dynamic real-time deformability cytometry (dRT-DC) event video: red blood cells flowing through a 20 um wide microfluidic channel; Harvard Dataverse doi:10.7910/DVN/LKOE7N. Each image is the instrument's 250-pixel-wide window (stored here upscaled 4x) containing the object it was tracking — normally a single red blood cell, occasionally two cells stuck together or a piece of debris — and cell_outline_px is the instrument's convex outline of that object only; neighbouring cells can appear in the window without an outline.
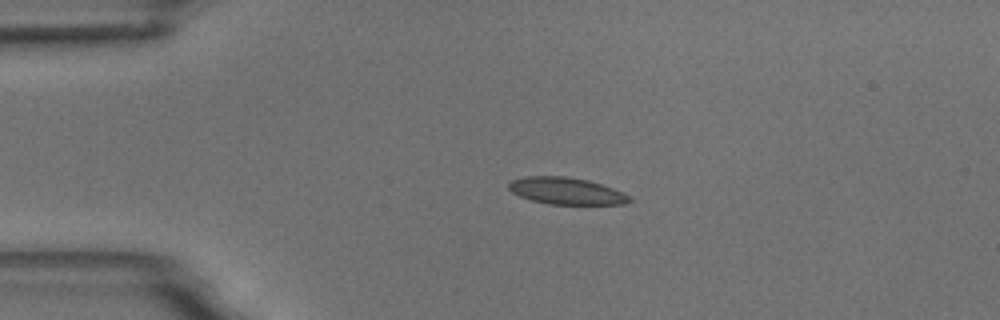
{"species": "common noctule bat (a hibernating species)", "species_latin": "Nyctalus noctula", "temperature_condition": "room temperature", "stored_images_in_passage": 2, "camera_frame_rate_fps": 3000, "um_per_image_px": 0.085, "animal": {"sex": "male", "body_mass_g": 18.8}, "frame": {"image": 1, "passage_image": 1, "time_ms": 0.0, "image_size_px": [1000, 320], "cell_outline_px": [[632, 200], [624, 204], [548, 204], [532, 200], [520, 196], [512, 192], [508, 188], [508, 184], [512, 180], [524, 176], [564, 176], [588, 180], [612, 188], [628, 196]], "centroid_in_image_um": [48.08, 16.23], "position_along_channel_um": 36.9, "area_um2": 18.67}}
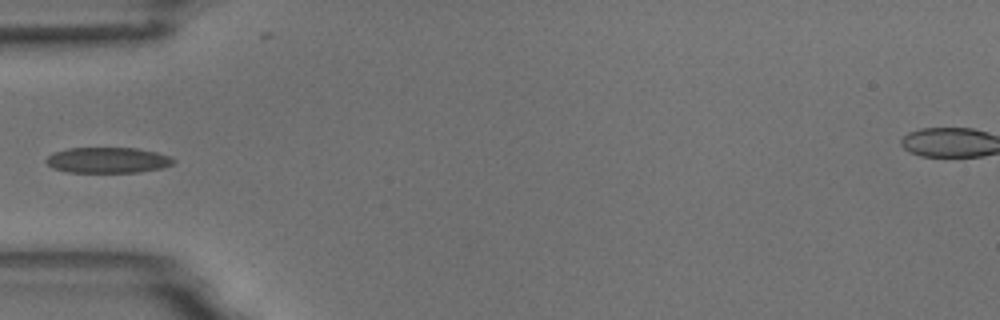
{"frame": {"image": 2, "passage_image": 2, "time_ms": 2.0, "image_size_px": [1000, 320], "cell_outline_px": [[176, 160], [172, 164], [160, 168], [140, 172], [64, 172], [52, 168], [44, 160], [52, 152], [68, 148], [136, 148], [156, 152], [168, 156]], "centroid_in_image_um": [9.1, 13.61], "position_along_channel_um": 75.9, "area_um2": 19.07}}